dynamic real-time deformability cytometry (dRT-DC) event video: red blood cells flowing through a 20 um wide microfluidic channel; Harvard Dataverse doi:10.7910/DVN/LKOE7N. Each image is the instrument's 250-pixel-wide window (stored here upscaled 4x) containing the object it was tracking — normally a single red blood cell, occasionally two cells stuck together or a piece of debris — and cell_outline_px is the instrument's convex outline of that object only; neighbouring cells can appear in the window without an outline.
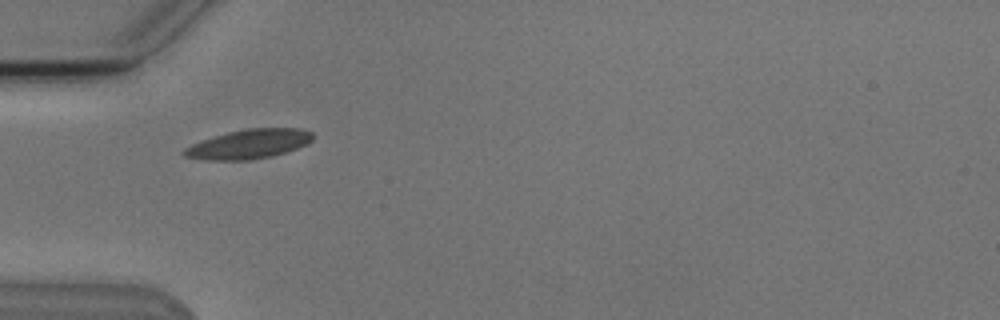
{"species": "Egyptian fruit bat (a non-hibernating species)", "species_latin": "Rousettus aegyptiacus", "temperature_condition": "cold", "stored_images_in_passage": 5, "camera_frame_rate_fps": 3000, "um_per_image_px": 0.085, "animal": {"sex": "male"}, "frame": {"image": 1, "passage_image": 1, "time_ms": 0.0, "image_size_px": [1000, 320], "cell_outline_px": [[312, 140], [308, 144], [272, 156], [248, 160], [204, 160], [184, 156], [180, 152], [184, 148], [192, 144], [228, 132], [248, 128], [300, 128], [312, 132]], "centroid_in_image_um": [21.15, 12.25], "position_along_channel_um": 63.9, "area_um2": 21.85}}
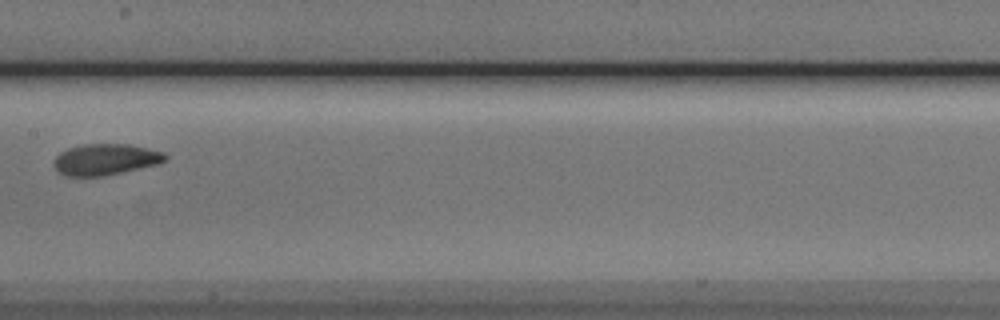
{"frame": {"image": 2, "passage_image": 4, "time_ms": 3.667, "image_size_px": [1000, 320], "cell_outline_px": [[168, 156], [164, 160], [156, 164], [104, 176], [64, 176], [56, 172], [52, 164], [56, 156], [60, 152], [68, 148], [84, 144], [128, 144], [164, 152]], "centroid_in_image_um": [8.89, 13.56], "position_along_channel_um": 198.5, "area_um2": 20.23}}
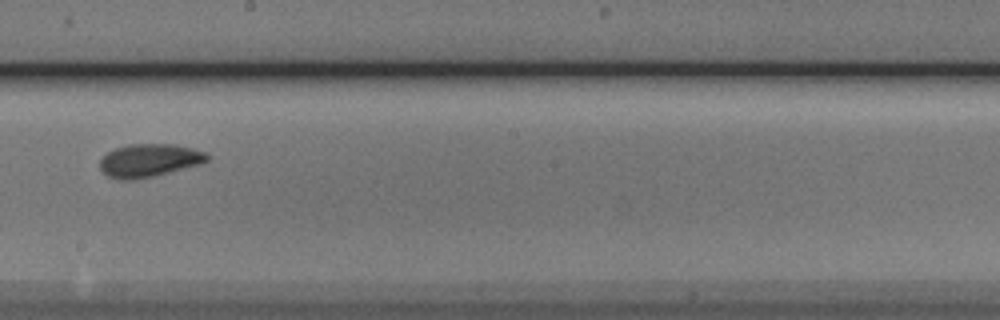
{"frame": {"image": 3, "passage_image": 5, "time_ms": 4.667, "image_size_px": [1000, 320], "cell_outline_px": [[208, 160], [200, 164], [152, 176], [132, 180], [120, 180], [108, 176], [100, 168], [100, 160], [108, 152], [116, 148], [128, 144], [176, 144], [192, 148], [204, 152], [208, 156]], "centroid_in_image_um": [12.66, 13.63], "position_along_channel_um": 235.5, "area_um2": 20.4}}